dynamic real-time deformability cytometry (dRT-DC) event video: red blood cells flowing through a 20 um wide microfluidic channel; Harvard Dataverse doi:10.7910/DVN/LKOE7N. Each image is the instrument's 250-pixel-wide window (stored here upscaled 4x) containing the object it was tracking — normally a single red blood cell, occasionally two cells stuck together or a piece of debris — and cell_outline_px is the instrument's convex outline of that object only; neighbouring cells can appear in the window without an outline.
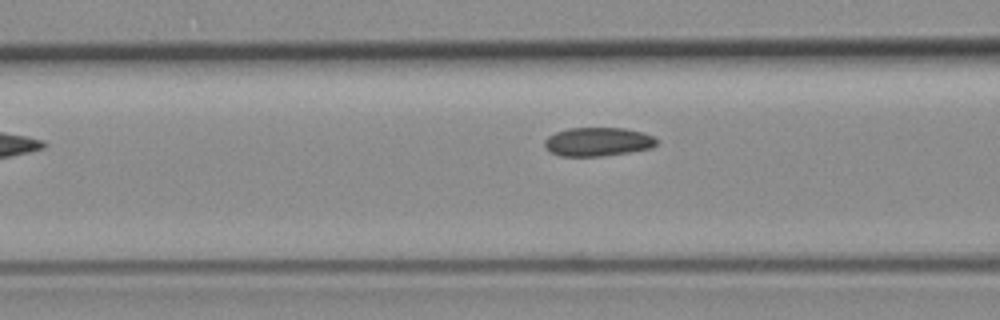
{"species": "common noctule bat (a hibernating species)", "species_latin": "Nyctalus noctula", "temperature_condition": "room temperature", "stored_images_in_passage": 13, "camera_frame_rate_fps": 3000, "um_per_image_px": 0.085, "animal": {"sex": "female", "body_mass_g": 19.3, "forearm_length_mm": 54.1}, "frame": {"image": 1, "passage_image": 11, "time_ms": 3.333, "image_size_px": [1000, 320], "cell_outline_px": [[656, 144], [652, 148], [628, 152], [600, 156], [560, 156], [552, 152], [544, 144], [544, 140], [548, 136], [556, 132], [568, 128], [624, 128], [644, 132], [652, 136], [656, 140]], "centroid_in_image_um": [50.82, 12.04], "position_along_channel_um": 115.8, "area_um2": 18.61}}